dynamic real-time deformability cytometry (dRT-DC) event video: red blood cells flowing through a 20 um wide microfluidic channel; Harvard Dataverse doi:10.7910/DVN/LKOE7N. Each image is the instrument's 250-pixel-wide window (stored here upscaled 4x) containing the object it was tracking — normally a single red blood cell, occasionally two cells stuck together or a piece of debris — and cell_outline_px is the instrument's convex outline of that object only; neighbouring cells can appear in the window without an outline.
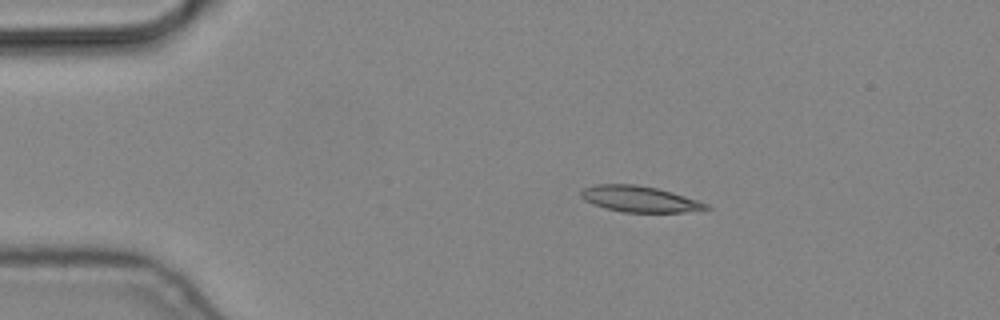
{"species": "common noctule bat (a hibernating species)", "species_latin": "Nyctalus noctula", "temperature_condition": "cold", "stored_images_in_passage": 9, "camera_frame_rate_fps": 3000, "um_per_image_px": 0.085, "animal": {"sex": "male", "body_mass_g": 19.2, "forearm_length_mm": 51.8}, "frame": {"image": 1, "passage_image": 2, "time_ms": 0.333, "image_size_px": [1000, 320], "cell_outline_px": [[712, 208], [684, 212], [624, 212], [592, 204], [584, 200], [580, 196], [580, 192], [584, 188], [596, 184], [636, 184], [656, 188], [672, 192], [708, 204]], "centroid_in_image_um": [54.34, 16.91], "position_along_channel_um": 30.7, "area_um2": 18.79}}
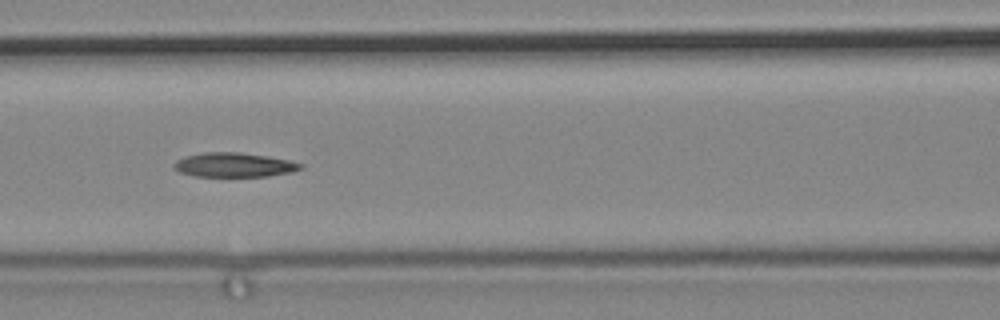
{"frame": {"image": 2, "passage_image": 6, "time_ms": 1.667, "image_size_px": [1000, 320], "cell_outline_px": [[304, 168], [292, 172], [268, 176], [196, 176], [180, 172], [172, 168], [172, 164], [176, 160], [184, 156], [204, 152], [240, 152], [268, 156], [288, 160], [304, 164]], "centroid_in_image_um": [19.89, 14.01], "position_along_channel_um": 146.7, "area_um2": 18.09}}
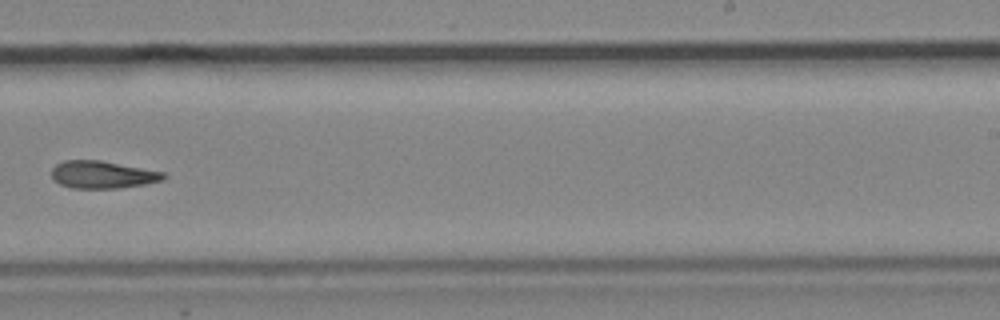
{"frame": {"image": 3, "passage_image": 9, "time_ms": 2.667, "image_size_px": [1000, 320], "cell_outline_px": [[168, 176], [164, 180], [144, 184], [116, 188], [72, 188], [60, 184], [52, 180], [52, 168], [56, 164], [64, 160], [100, 160], [164, 172]], "centroid_in_image_um": [8.7, 14.84], "position_along_channel_um": 280.3, "area_um2": 17.92}}